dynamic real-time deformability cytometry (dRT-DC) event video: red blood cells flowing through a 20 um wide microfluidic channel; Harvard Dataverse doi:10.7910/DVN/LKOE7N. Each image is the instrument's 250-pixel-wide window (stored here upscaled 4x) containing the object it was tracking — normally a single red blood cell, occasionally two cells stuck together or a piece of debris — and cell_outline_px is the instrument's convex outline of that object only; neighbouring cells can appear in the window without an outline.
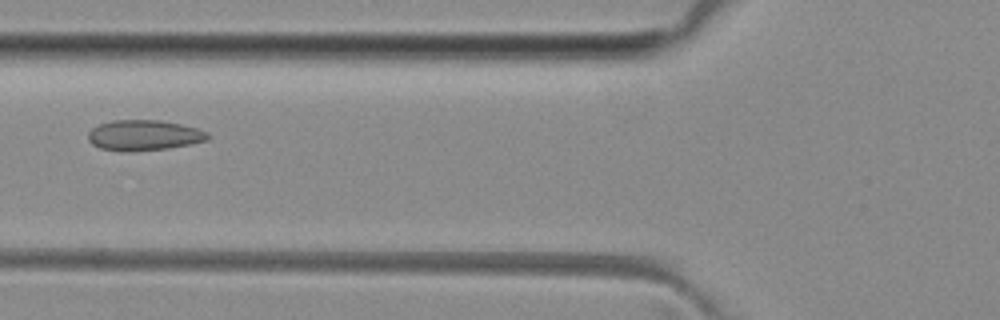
{"species": "common noctule bat (a hibernating species)", "species_latin": "Nyctalus noctula", "temperature_condition": "room temperature", "stored_images_in_passage": 6, "camera_frame_rate_fps": 3000, "um_per_image_px": 0.085, "animal": {"sex": "female", "body_mass_g": 29.2, "forearm_length_mm": 56.3}, "frame": {"image": 1, "passage_image": 6, "time_ms": 5.667, "image_size_px": [1000, 320], "cell_outline_px": [[212, 136], [208, 140], [168, 148], [100, 148], [92, 144], [88, 140], [88, 132], [92, 128], [100, 124], [112, 120], [160, 120], [180, 124], [196, 128], [208, 132]], "centroid_in_image_um": [12.28, 11.44], "position_along_channel_um": 113.5, "area_um2": 20.29}}